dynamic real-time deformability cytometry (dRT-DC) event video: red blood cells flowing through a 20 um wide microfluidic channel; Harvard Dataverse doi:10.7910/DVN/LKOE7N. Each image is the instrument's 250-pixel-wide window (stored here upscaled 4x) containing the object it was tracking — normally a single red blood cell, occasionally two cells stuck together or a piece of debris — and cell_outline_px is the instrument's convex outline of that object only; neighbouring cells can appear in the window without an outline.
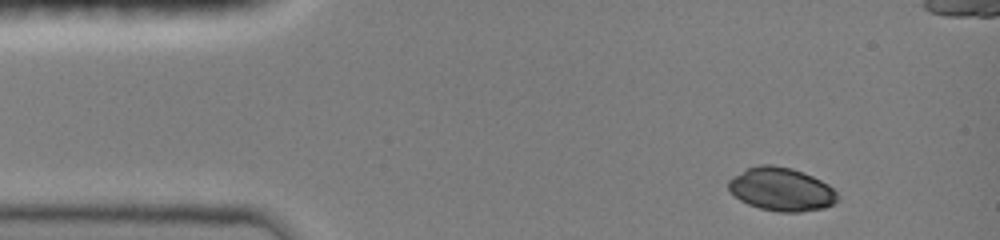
{"species": "common noctule bat (a hibernating species)", "species_latin": "Nyctalus noctula", "temperature_condition": "room temperature", "stored_images_in_passage": 40, "camera_frame_rate_fps": 3000, "um_per_image_px": 0.085, "animal": {"sex": "female", "body_mass_g": 19.0, "forearm_length_mm": 51.5}, "frame": {"image": 1, "passage_image": 1, "time_ms": 0.0, "image_size_px": [1000, 240], "cell_outline_px": [[840, 196], [832, 204], [824, 208], [800, 212], [780, 212], [760, 208], [748, 204], [740, 200], [728, 188], [728, 180], [732, 176], [748, 168], [760, 164], [772, 164], [792, 168], [804, 172], [828, 184]], "centroid_in_image_um": [66.41, 16.08], "position_along_channel_um": 18.6, "area_um2": 27.51}}
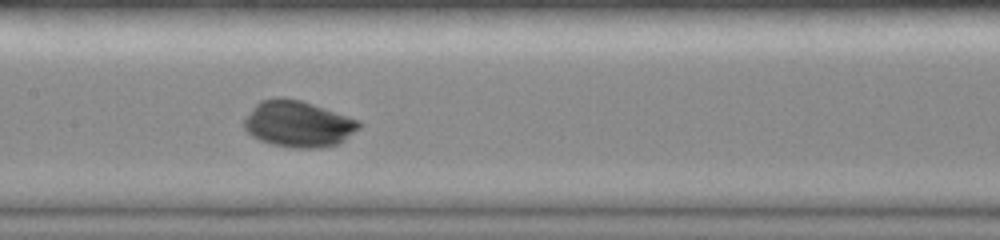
{"frame": {"image": 2, "passage_image": 19, "time_ms": 6.0, "image_size_px": [1000, 240], "cell_outline_px": [[364, 124], [360, 128], [344, 140], [336, 144], [320, 148], [292, 148], [272, 144], [260, 140], [252, 136], [244, 128], [244, 120], [252, 108], [260, 100], [276, 96], [280, 96], [300, 100], [360, 120]], "centroid_in_image_um": [25.35, 10.53], "position_along_channel_um": 182.1, "area_um2": 31.1}}
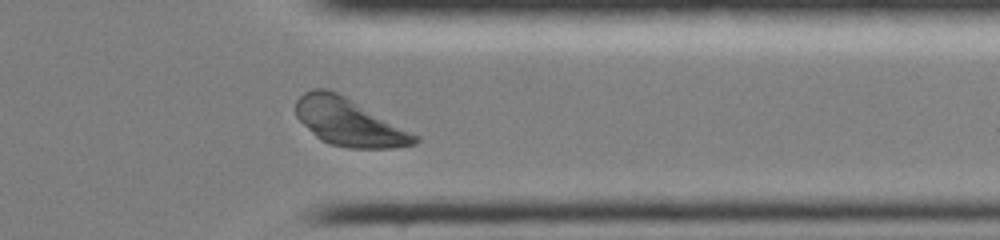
{"frame": {"image": 3, "passage_image": 34, "time_ms": 11.0, "image_size_px": [1000, 240], "cell_outline_px": [[420, 140], [416, 144], [392, 148], [348, 148], [328, 144], [320, 140], [296, 116], [296, 100], [304, 92], [312, 88], [328, 88], [344, 96], [420, 136]], "centroid_in_image_um": [29.67, 10.39], "position_along_channel_um": 381.7, "area_um2": 32.71}}